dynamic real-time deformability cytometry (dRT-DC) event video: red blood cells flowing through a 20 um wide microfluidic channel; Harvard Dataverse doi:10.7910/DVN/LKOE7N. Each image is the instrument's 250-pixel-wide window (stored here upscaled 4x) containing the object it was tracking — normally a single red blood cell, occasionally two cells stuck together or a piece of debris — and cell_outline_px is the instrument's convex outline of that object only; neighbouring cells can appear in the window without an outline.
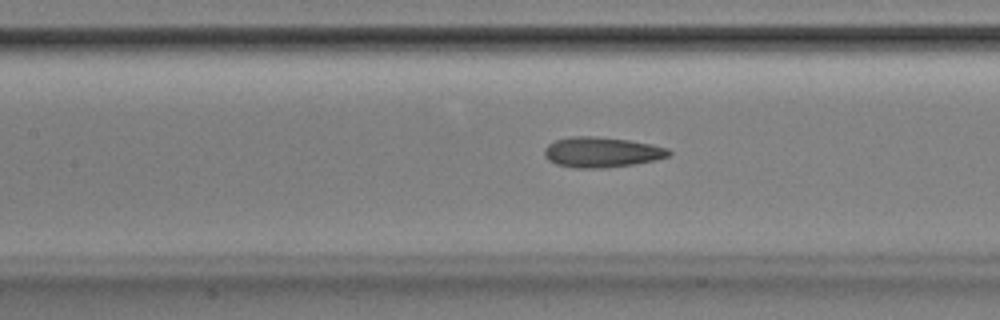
{"species": "Egyptian fruit bat (a non-hibernating species)", "species_latin": "Rousettus aegyptiacus", "temperature_condition": "room temperature", "stored_images_in_passage": 53, "camera_frame_rate_fps": 3000, "um_per_image_px": 0.085, "animal": {"sex": "male"}, "frame": {"image": 1, "passage_image": 24, "time_ms": 7.667, "image_size_px": [1000, 320], "cell_outline_px": [[672, 152], [668, 156], [656, 160], [632, 164], [604, 168], [576, 168], [556, 164], [548, 160], [544, 156], [544, 148], [548, 144], [556, 140], [572, 136], [596, 136], [628, 140], [668, 148]], "centroid_in_image_um": [51.11, 12.94], "position_along_channel_um": 156.3, "area_um2": 21.91}}
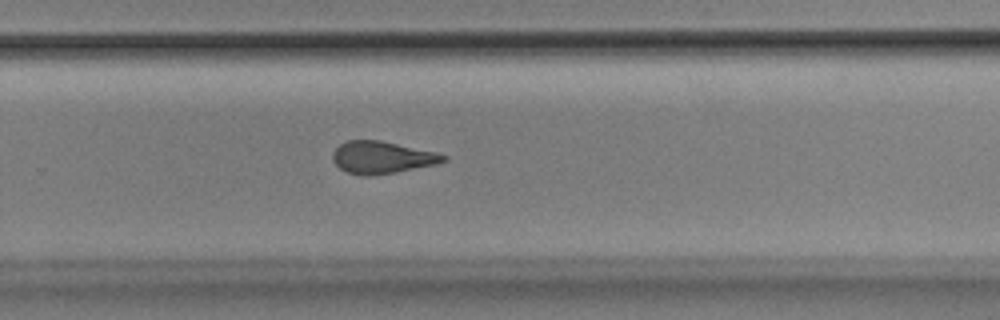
{"frame": {"image": 2, "passage_image": 35, "time_ms": 11.333, "image_size_px": [1000, 320], "cell_outline_px": [[448, 160], [436, 164], [396, 172], [368, 176], [364, 176], [348, 172], [340, 168], [332, 160], [332, 152], [340, 144], [348, 140], [380, 140], [436, 152], [448, 156]], "centroid_in_image_um": [32.47, 13.38], "position_along_channel_um": 297.3, "area_um2": 20.75}}
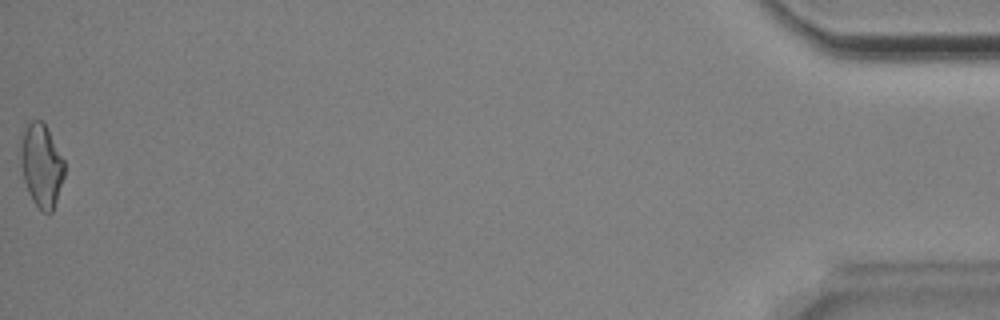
{"frame": {"image": 3, "passage_image": 53, "time_ms": 17.333, "image_size_px": [1000, 320], "cell_outline_px": [[64, 176], [52, 212], [44, 212], [32, 200], [28, 192], [24, 180], [20, 164], [20, 148], [24, 132], [28, 124], [32, 120], [40, 120], [44, 124], [64, 160]], "centroid_in_image_um": [3.51, 14.08], "position_along_channel_um": 431.7, "area_um2": 20.69}, "authors_computed_cell_mechanics": {"area_um2": 21.4438, "velocity_mm_per_s": 3.8668, "shape_relaxation_time_tau1_ms": 8.9413, "shape_relaxation_time_tau2_ms": 2.4299, "deformation_change_tau1": 0.1996, "deformation_change_tau2": 0.1054}}